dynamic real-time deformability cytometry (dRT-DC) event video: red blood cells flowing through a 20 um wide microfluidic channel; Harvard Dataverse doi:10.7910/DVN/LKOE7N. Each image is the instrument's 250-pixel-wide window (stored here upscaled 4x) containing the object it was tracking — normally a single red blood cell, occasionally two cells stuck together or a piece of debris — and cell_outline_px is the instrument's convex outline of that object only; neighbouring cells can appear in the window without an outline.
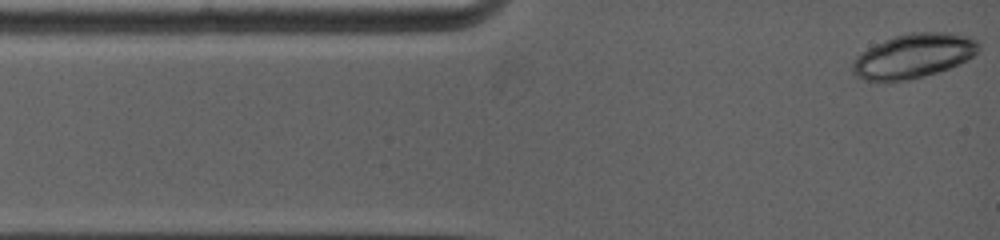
{"species": "common noctule bat (a hibernating species)", "species_latin": "Nyctalus noctula", "temperature_condition": "warm", "stored_images_in_passage": 20, "camera_frame_rate_fps": 5000, "um_per_image_px": 0.085, "animal": {"sex": "female", "body_mass_g": 19.0, "forearm_length_mm": 53.3}, "frame": {"image": 1, "passage_image": 1, "time_ms": 0.0, "image_size_px": [1000, 240], "cell_outline_px": [[980, 48], [968, 60], [948, 68], [924, 76], [904, 80], [864, 80], [856, 76], [852, 72], [852, 60], [856, 56], [868, 48], [884, 40], [908, 32], [952, 32], [972, 36], [980, 44]], "centroid_in_image_um": [77.67, 4.72], "position_along_channel_um": 7.3, "area_um2": 32.54}}